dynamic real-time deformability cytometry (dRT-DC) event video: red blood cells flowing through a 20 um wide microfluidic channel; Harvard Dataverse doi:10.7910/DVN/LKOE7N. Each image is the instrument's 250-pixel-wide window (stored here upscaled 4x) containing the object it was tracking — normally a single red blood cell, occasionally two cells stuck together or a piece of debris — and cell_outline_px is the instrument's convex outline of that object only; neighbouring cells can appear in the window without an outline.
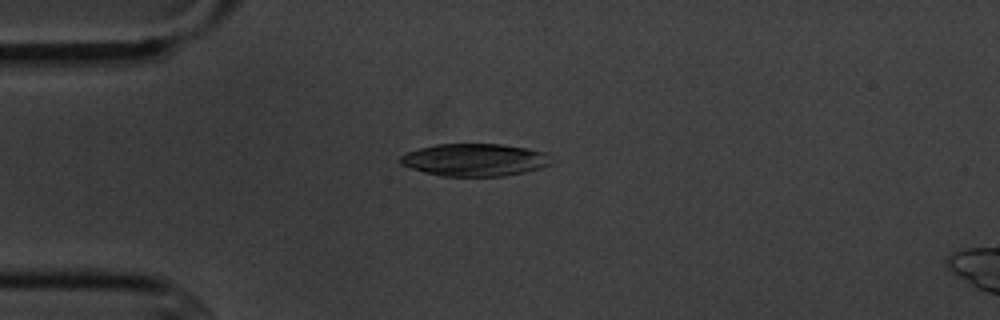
{"species": "common noctule bat (a hibernating species)", "species_latin": "Nyctalus noctula", "temperature_condition": "cold", "stored_images_in_passage": 5, "camera_frame_rate_fps": 3000, "um_per_image_px": 0.085, "animal": {"sex": "male", "body_mass_g": 20.1, "forearm_length_mm": 53.5}, "frame": {"image": 1, "passage_image": 4, "time_ms": 3.333, "image_size_px": [1000, 320], "cell_outline_px": [[556, 160], [552, 164], [544, 168], [504, 176], [440, 176], [424, 172], [400, 164], [400, 156], [408, 152], [420, 148], [436, 144], [500, 144], [528, 148], [548, 152]], "centroid_in_image_um": [40.46, 13.59], "position_along_channel_um": 44.5, "area_um2": 29.02}}